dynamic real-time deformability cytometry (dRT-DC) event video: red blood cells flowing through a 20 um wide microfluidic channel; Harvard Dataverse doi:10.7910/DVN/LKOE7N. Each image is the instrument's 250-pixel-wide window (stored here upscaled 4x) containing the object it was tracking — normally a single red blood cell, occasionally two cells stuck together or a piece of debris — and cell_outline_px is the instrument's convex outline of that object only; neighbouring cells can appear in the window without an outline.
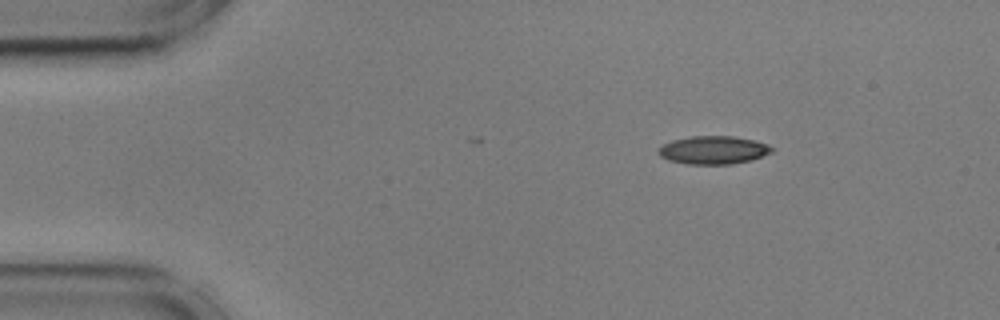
{"species": "common noctule bat (a hibernating species)", "species_latin": "Nyctalus noctula", "temperature_condition": "cold", "stored_images_in_passage": 4, "camera_frame_rate_fps": 3000, "um_per_image_px": 0.085, "animal": {"sex": "male", "body_mass_g": 17.9, "forearm_length_mm": 54.2}, "frame": {"image": 1, "passage_image": 1, "time_ms": 0.0, "image_size_px": [1000, 320], "cell_outline_px": [[772, 152], [752, 160], [732, 164], [688, 164], [668, 160], [660, 156], [656, 152], [664, 144], [672, 140], [692, 136], [732, 136], [752, 140], [768, 144], [772, 148]], "centroid_in_image_um": [60.62, 12.76], "position_along_channel_um": 24.4, "area_um2": 18.5}}